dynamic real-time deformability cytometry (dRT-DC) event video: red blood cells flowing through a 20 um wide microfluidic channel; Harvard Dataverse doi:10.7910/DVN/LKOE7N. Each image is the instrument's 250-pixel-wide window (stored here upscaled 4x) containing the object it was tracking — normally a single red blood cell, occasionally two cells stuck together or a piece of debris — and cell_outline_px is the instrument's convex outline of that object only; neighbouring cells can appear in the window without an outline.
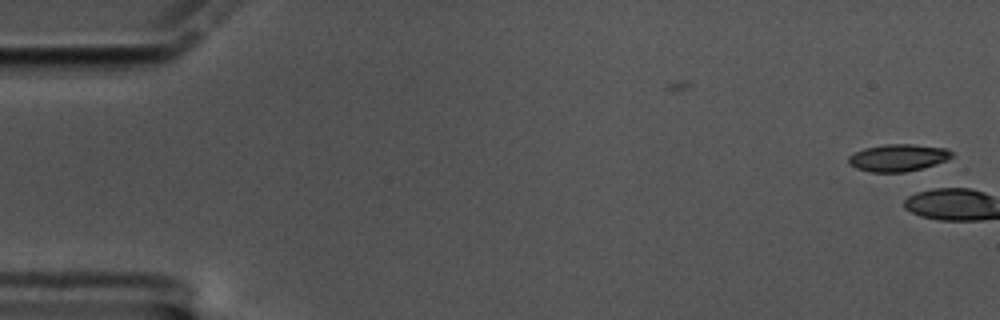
{"species": "common noctule bat (a hibernating species)", "species_latin": "Nyctalus noctula", "temperature_condition": "cold", "stored_images_in_passage": 3, "camera_frame_rate_fps": 3000, "um_per_image_px": 0.085, "animal": {"sex": "male", "body_mass_g": 17.5, "forearm_length_mm": 52.3}, "frame": {"image": 1, "passage_image": 1, "time_ms": 0.0, "image_size_px": [1000, 320], "cell_outline_px": [[956, 156], [948, 160], [936, 164], [904, 172], [872, 172], [856, 168], [848, 164], [848, 156], [864, 148], [884, 144], [912, 144], [948, 148]], "centroid_in_image_um": [76.37, 13.39], "position_along_channel_um": 8.6, "area_um2": 16.47}}